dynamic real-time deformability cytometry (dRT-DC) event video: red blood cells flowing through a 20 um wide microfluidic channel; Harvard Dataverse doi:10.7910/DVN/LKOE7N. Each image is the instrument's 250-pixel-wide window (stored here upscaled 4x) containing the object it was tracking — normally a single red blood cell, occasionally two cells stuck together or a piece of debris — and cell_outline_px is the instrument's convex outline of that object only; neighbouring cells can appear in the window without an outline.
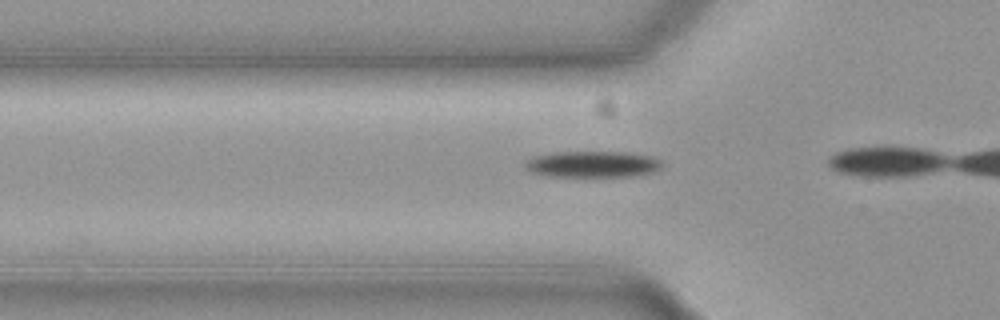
{"species": "common noctule bat (a hibernating species)", "species_latin": "Nyctalus noctula", "temperature_condition": "cold", "stored_images_in_passage": 14, "camera_frame_rate_fps": 3000, "um_per_image_px": 0.085, "animal": {"sex": "female", "body_mass_g": 19.3, "forearm_length_mm": 54.1}, "frame": {"image": 1, "passage_image": 3, "time_ms": 0.667, "image_size_px": [1000, 320], "cell_outline_px": [[664, 164], [660, 168], [652, 172], [636, 176], [552, 176], [536, 172], [528, 168], [524, 164], [532, 156], [552, 152], [628, 152], [652, 156], [660, 160]], "centroid_in_image_um": [50.44, 13.94], "position_along_channel_um": 75.4, "area_um2": 20.81}}
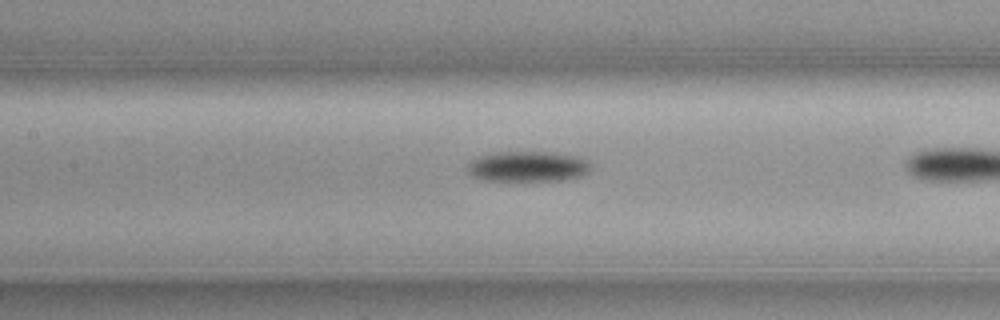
{"frame": {"image": 2, "passage_image": 10, "time_ms": 3.0, "image_size_px": [1000, 320], "cell_outline_px": [[592, 168], [584, 176], [564, 180], [480, 180], [472, 176], [468, 172], [468, 164], [472, 160], [480, 156], [492, 152], [556, 152], [580, 156], [588, 160], [592, 164]], "centroid_in_image_um": [44.93, 14.14], "position_along_channel_um": 162.5, "area_um2": 22.25}}